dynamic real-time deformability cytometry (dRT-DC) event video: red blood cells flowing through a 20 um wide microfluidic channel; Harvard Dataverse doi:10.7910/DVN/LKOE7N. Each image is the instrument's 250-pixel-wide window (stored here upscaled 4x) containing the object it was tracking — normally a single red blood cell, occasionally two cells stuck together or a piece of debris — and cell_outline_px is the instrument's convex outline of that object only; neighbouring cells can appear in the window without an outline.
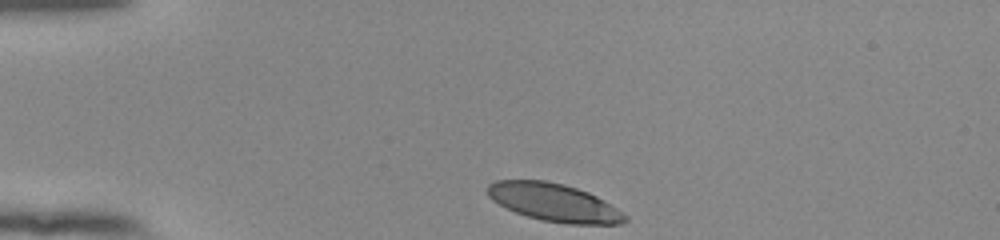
{"species": "human", "species_latin": "Homo sapiens", "temperature_condition": "room temperature", "stored_images_in_passage": 34, "camera_frame_rate_fps": 3000, "um_per_image_px": 0.085, "donor": {"sex": "female"}, "frame": {"image": 1, "passage_image": 1, "time_ms": 0.0, "image_size_px": [1000, 240], "cell_outline_px": [[628, 220], [620, 224], [568, 224], [540, 220], [516, 212], [492, 200], [488, 196], [488, 184], [496, 180], [544, 180], [564, 184], [588, 192], [596, 196], [616, 208], [628, 216]], "centroid_in_image_um": [47.1, 17.21], "position_along_channel_um": 37.9, "area_um2": 30.17}}
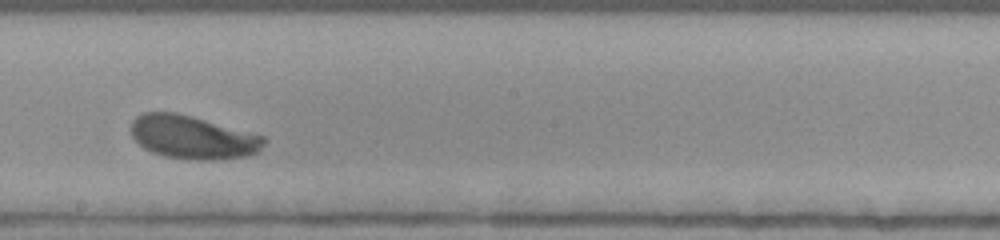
{"frame": {"image": 2, "passage_image": 20, "time_ms": 6.333, "image_size_px": [1000, 240], "cell_outline_px": [[264, 144], [256, 152], [244, 156], [216, 160], [200, 160], [164, 156], [152, 152], [144, 148], [132, 136], [132, 120], [136, 116], [144, 112], [176, 112], [192, 116], [264, 136]], "centroid_in_image_um": [16.34, 11.66], "position_along_channel_um": 231.9, "area_um2": 33.18}}
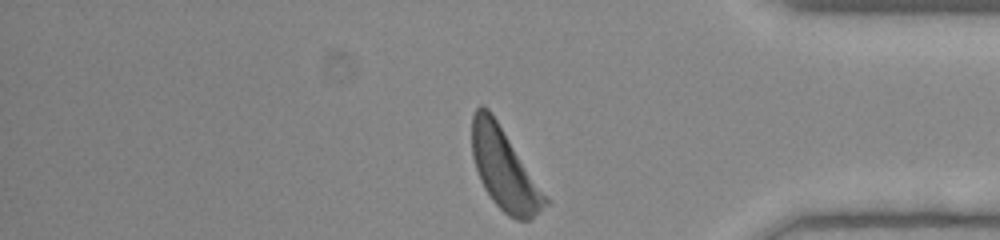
{"frame": {"image": 3, "passage_image": 34, "time_ms": 11.0, "image_size_px": [1000, 240], "cell_outline_px": [[552, 204], [528, 220], [516, 220], [508, 216], [492, 200], [484, 188], [480, 180], [472, 156], [472, 112], [480, 104], [484, 104], [492, 112]], "centroid_in_image_um": [42.86, 14.37], "position_along_channel_um": 392.3, "area_um2": 34.74}, "authors_computed_cell_mechanics": {"area_um2": 33.1772, "velocity_mm_per_s": 3.8248, "shape_relaxation_time_tau1_ms": 2.3289, "shape_relaxation_time_tau2_ms": null, "deformation_change_tau1": 0.1507, "deformation_change_tau2": null}}